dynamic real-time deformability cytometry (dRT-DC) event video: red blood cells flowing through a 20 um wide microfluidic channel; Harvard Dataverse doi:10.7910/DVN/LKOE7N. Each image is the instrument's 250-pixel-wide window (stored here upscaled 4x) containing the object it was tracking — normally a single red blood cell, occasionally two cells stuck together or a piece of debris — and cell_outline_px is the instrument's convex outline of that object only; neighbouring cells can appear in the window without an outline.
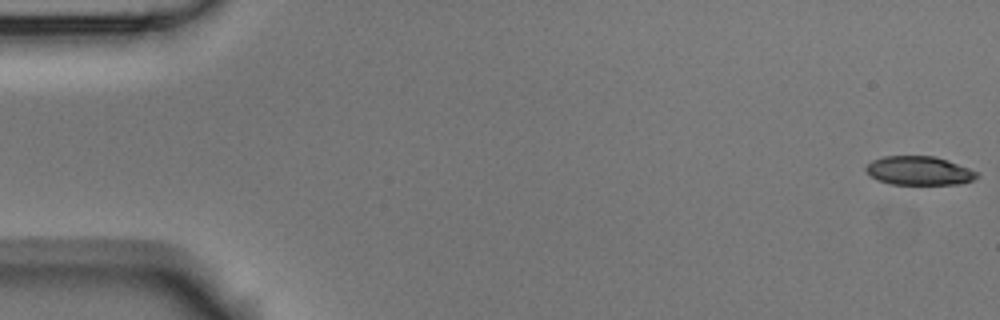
{"species": "Egyptian fruit bat (a non-hibernating species)", "species_latin": "Rousettus aegyptiacus", "temperature_condition": "room temperature", "stored_images_in_passage": 4, "camera_frame_rate_fps": 3000, "um_per_image_px": 0.085, "animal": {"sex": "male"}, "frame": {"image": 1, "passage_image": 1, "time_ms": 0.0, "image_size_px": [1000, 320], "cell_outline_px": [[980, 176], [972, 180], [960, 184], [892, 184], [880, 180], [872, 176], [864, 168], [872, 160], [884, 156], [936, 156], [948, 160], [980, 172]], "centroid_in_image_um": [78.18, 14.5], "position_along_channel_um": 6.8, "area_um2": 18.61}}
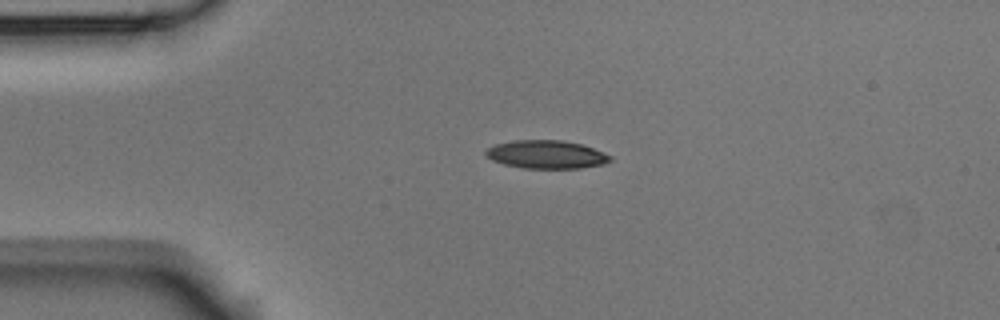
{"frame": {"image": 2, "passage_image": 4, "time_ms": 4.0, "image_size_px": [1000, 320], "cell_outline_px": [[612, 160], [604, 164], [580, 168], [524, 168], [504, 164], [492, 160], [484, 152], [488, 148], [496, 144], [512, 140], [564, 140], [580, 144], [604, 152], [612, 156]], "centroid_in_image_um": [46.46, 13.12], "position_along_channel_um": 38.5, "area_um2": 20.4}}